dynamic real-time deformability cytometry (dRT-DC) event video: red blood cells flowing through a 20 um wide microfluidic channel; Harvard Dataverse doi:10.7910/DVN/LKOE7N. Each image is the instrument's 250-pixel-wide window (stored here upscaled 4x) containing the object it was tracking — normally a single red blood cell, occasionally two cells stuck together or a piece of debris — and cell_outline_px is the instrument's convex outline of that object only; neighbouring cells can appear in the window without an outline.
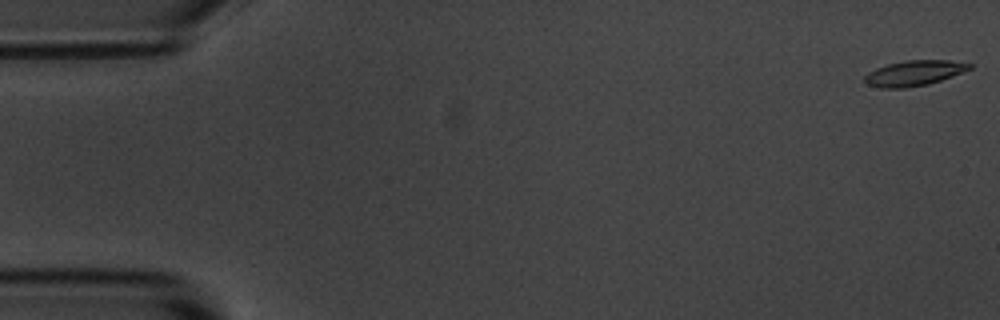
{"species": "common noctule bat (a hibernating species)", "species_latin": "Nyctalus noctula", "temperature_condition": "room temperature", "stored_images_in_passage": 6, "camera_frame_rate_fps": 3000, "um_per_image_px": 0.085, "animal": {"sex": "male", "body_mass_g": 20.1, "forearm_length_mm": 53.5}, "frame": {"image": 1, "passage_image": 1, "time_ms": 0.0, "image_size_px": [1000, 320], "cell_outline_px": [[972, 68], [952, 76], [928, 84], [904, 88], [880, 88], [868, 84], [864, 80], [864, 76], [868, 72], [876, 68], [888, 64], [904, 60], [948, 60], [972, 64]], "centroid_in_image_um": [77.68, 6.21], "position_along_channel_um": 7.3, "area_um2": 15.37}}
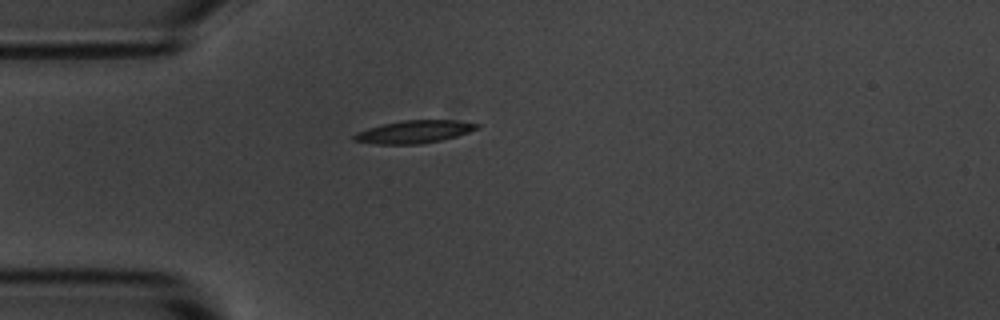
{"frame": {"image": 2, "passage_image": 5, "time_ms": 4.667, "image_size_px": [1000, 320], "cell_outline_px": [[480, 128], [456, 136], [440, 140], [420, 144], [376, 144], [352, 140], [352, 136], [356, 132], [368, 128], [384, 124], [404, 120], [456, 120], [480, 124]], "centroid_in_image_um": [35.2, 11.2], "position_along_channel_um": 49.8, "area_um2": 16.18}}